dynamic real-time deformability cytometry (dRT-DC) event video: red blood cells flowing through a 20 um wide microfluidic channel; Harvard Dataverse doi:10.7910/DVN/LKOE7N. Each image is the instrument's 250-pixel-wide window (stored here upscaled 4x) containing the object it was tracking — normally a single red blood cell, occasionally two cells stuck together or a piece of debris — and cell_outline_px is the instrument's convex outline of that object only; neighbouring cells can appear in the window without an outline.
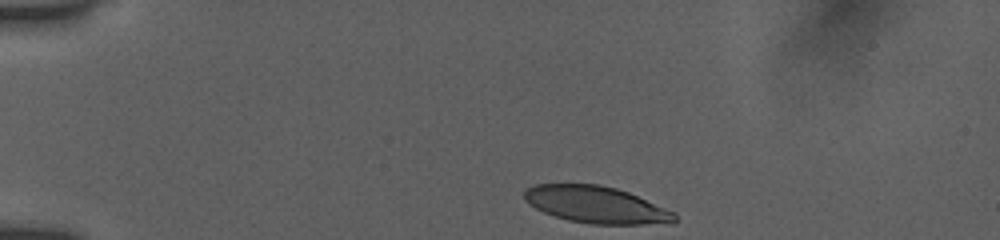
{"species": "human", "species_latin": "Homo sapiens", "temperature_condition": "room temperature", "stored_images_in_passage": 38, "camera_frame_rate_fps": 3000, "um_per_image_px": 0.085, "donor": {"sex": "female"}, "frame": {"image": 1, "passage_image": 1, "time_ms": 0.0, "image_size_px": [1000, 240], "cell_outline_px": [[676, 220], [672, 224], [592, 224], [568, 220], [544, 212], [528, 204], [524, 200], [524, 192], [528, 188], [536, 184], [600, 184], [616, 188], [628, 192], [676, 212]], "centroid_in_image_um": [50.71, 17.4], "position_along_channel_um": 34.3, "area_um2": 32.37}}
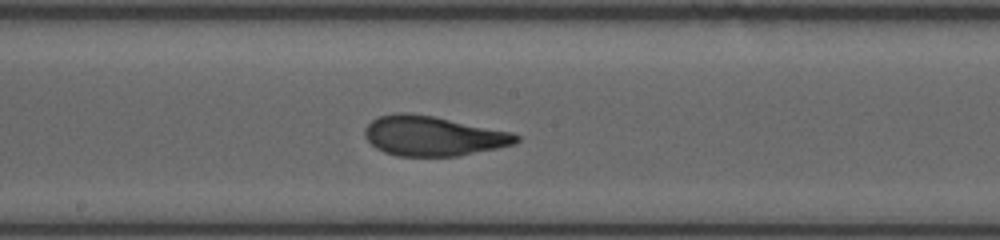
{"frame": {"image": 2, "passage_image": 20, "time_ms": 6.333, "image_size_px": [1000, 240], "cell_outline_px": [[520, 140], [516, 144], [456, 156], [396, 156], [384, 152], [376, 148], [364, 136], [364, 128], [372, 120], [380, 116], [396, 112], [408, 112], [432, 116], [512, 132], [520, 136]], "centroid_in_image_um": [36.79, 11.55], "position_along_channel_um": 211.4, "area_um2": 35.03}}
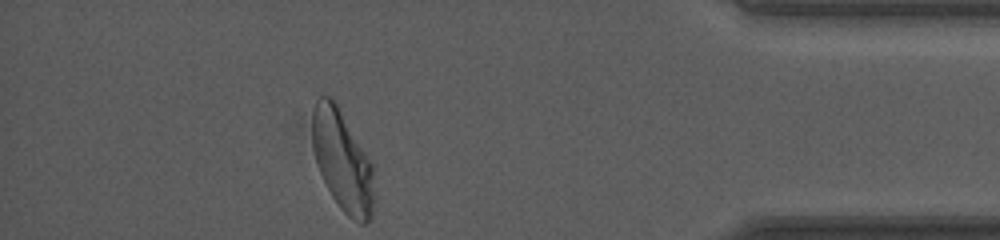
{"frame": {"image": 3, "passage_image": 38, "time_ms": 12.333, "image_size_px": [1000, 240], "cell_outline_px": [[372, 216], [364, 224], [360, 224], [352, 220], [340, 208], [332, 196], [320, 172], [312, 148], [312, 108], [316, 96], [328, 96], [336, 104], [372, 164]], "centroid_in_image_um": [29.06, 13.66], "position_along_channel_um": 406.1, "area_um2": 35.55}, "authors_computed_cell_mechanics": {"area_um2": 34.4488, "velocity_mm_per_s": 3.8503, "shape_relaxation_time_tau1_ms": 3.8351, "shape_relaxation_time_tau2_ms": 0.7386, "deformation_change_tau1": 0.1853, "deformation_change_tau2": 0.0714}}